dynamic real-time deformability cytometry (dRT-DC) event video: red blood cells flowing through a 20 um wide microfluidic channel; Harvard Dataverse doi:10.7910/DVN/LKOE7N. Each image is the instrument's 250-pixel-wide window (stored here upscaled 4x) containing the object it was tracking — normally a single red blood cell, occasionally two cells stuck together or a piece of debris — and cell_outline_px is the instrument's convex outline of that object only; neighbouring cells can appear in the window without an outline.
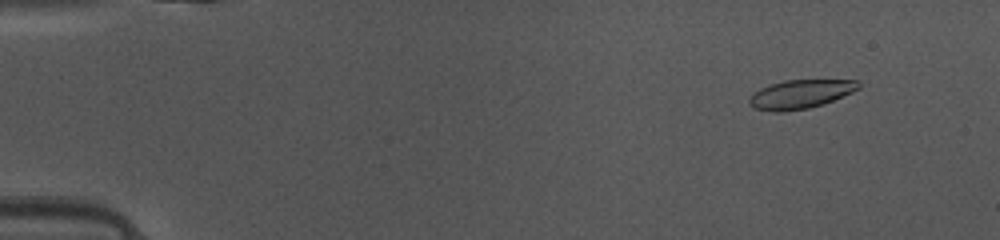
{"species": "common noctule bat (a hibernating species)", "species_latin": "Nyctalus noctula", "temperature_condition": "warm", "stored_images_in_passage": 48, "camera_frame_rate_fps": 3000, "um_per_image_px": 0.085, "animal": {"sex": "female", "body_mass_g": 10.0, "forearm_length_mm": 53.1}, "frame": {"image": 1, "passage_image": 5, "time_ms": 1.333, "image_size_px": [1000, 240], "cell_outline_px": [[860, 88], [852, 92], [824, 104], [808, 108], [780, 112], [776, 112], [756, 108], [748, 104], [748, 100], [752, 92], [760, 88], [784, 80], [860, 80]], "centroid_in_image_um": [68.03, 8.0], "position_along_channel_um": 17.0, "area_um2": 18.32}}
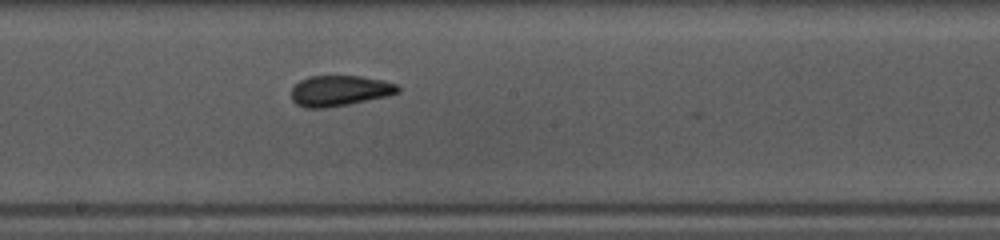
{"frame": {"image": 2, "passage_image": 27, "time_ms": 8.667, "image_size_px": [1000, 240], "cell_outline_px": [[400, 92], [388, 96], [328, 108], [304, 108], [296, 104], [292, 100], [292, 88], [300, 80], [308, 76], [360, 76], [384, 80], [396, 84], [400, 88]], "centroid_in_image_um": [28.87, 7.71], "position_along_channel_um": 219.3, "area_um2": 19.13}}
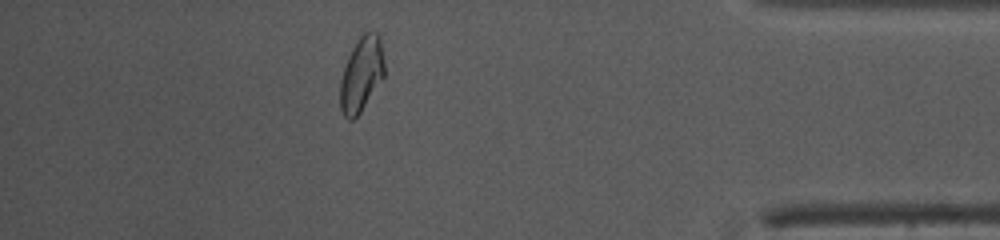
{"frame": {"image": 3, "passage_image": 43, "time_ms": 14.0, "image_size_px": [1000, 240], "cell_outline_px": [[384, 76], [360, 112], [352, 120], [348, 120], [344, 116], [340, 108], [340, 80], [348, 56], [356, 40], [364, 32], [376, 32], [380, 36], [384, 64]], "centroid_in_image_um": [30.71, 6.3], "position_along_channel_um": 404.5, "area_um2": 19.13}, "authors_computed_cell_mechanics": {"area_um2": 18.9006, "velocity_mm_per_s": 4.1346, "shape_relaxation_time_tau1_ms": 6.3459, "shape_relaxation_time_tau2_ms": 1.1371, "deformation_change_tau1": 0.1642, "deformation_change_tau2": 0.0766}}